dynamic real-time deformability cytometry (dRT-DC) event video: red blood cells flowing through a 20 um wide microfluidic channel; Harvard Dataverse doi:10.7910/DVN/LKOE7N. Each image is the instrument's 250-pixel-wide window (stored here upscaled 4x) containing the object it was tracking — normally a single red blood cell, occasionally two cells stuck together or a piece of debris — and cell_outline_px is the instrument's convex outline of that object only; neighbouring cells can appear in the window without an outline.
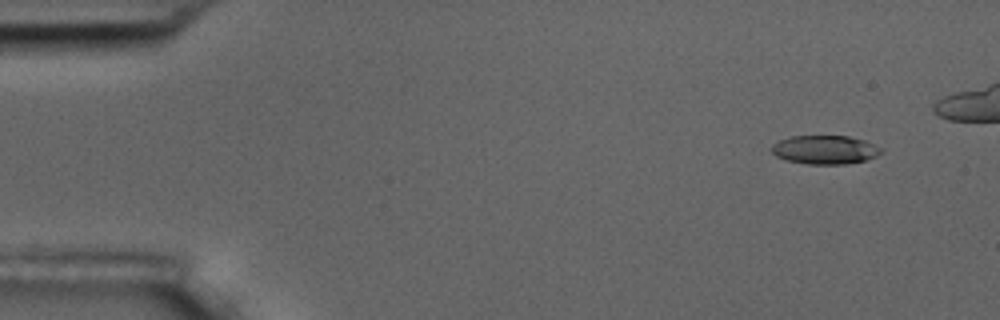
{"species": "common noctule bat (a hibernating species)", "species_latin": "Nyctalus noctula", "temperature_condition": "room temperature", "stored_images_in_passage": 11, "camera_frame_rate_fps": 3000, "um_per_image_px": 0.085, "animal": {"sex": "male", "body_mass_g": 17.5, "forearm_length_mm": 52.3}, "frame": {"image": 1, "passage_image": 1, "time_ms": 0.0, "image_size_px": [1000, 320], "cell_outline_px": [[884, 152], [876, 156], [864, 160], [844, 164], [808, 164], [788, 160], [776, 156], [772, 152], [772, 144], [780, 140], [792, 136], [848, 136], [864, 140], [884, 148]], "centroid_in_image_um": [70.16, 12.72], "position_along_channel_um": 14.8, "area_um2": 18.26}}
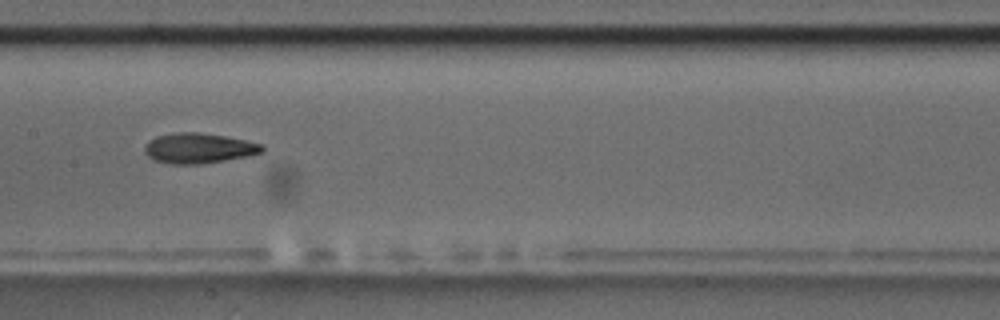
{"frame": {"image": 2, "passage_image": 8, "time_ms": 8.0, "image_size_px": [1000, 320], "cell_outline_px": [[264, 152], [248, 156], [200, 164], [168, 164], [152, 160], [144, 152], [144, 148], [148, 140], [156, 136], [176, 132], [196, 132], [224, 136], [264, 144]], "centroid_in_image_um": [16.86, 12.6], "position_along_channel_um": 190.5, "area_um2": 20.81}}
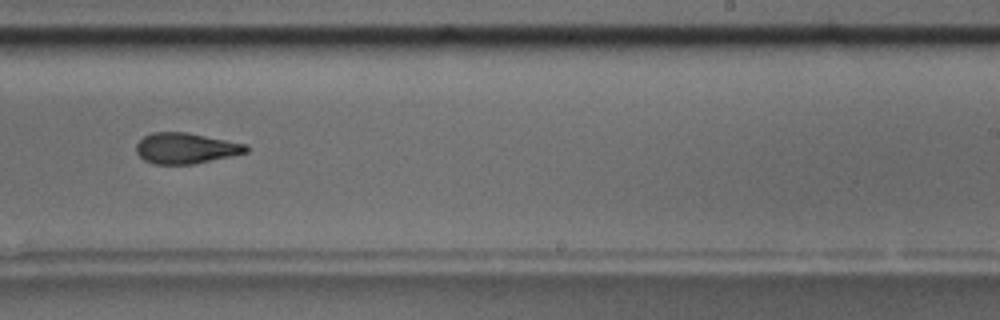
{"frame": {"image": 3, "passage_image": 10, "time_ms": 10.333, "image_size_px": [1000, 320], "cell_outline_px": [[248, 152], [192, 164], [152, 164], [144, 160], [136, 152], [136, 144], [144, 136], [152, 132], [188, 132], [248, 144]], "centroid_in_image_um": [15.78, 12.59], "position_along_channel_um": 273.2, "area_um2": 19.71}}